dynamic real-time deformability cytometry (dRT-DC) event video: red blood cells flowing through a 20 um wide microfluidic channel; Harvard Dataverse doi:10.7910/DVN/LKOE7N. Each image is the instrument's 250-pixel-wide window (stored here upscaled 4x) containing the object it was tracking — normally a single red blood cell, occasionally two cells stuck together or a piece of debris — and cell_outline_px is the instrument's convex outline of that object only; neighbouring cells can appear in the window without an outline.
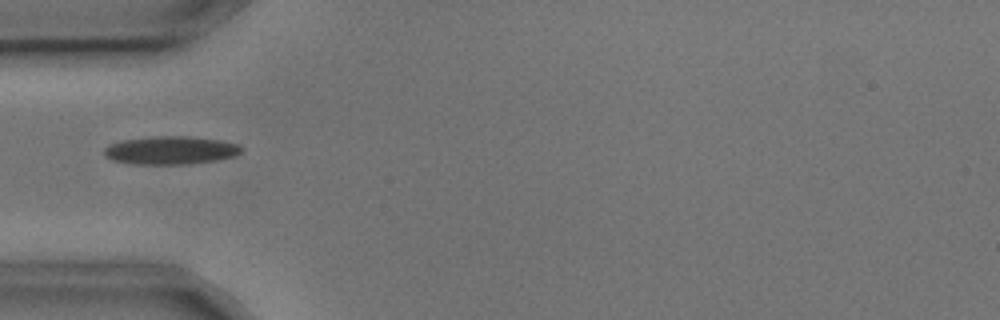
{"species": "common noctule bat (a hibernating species)", "species_latin": "Nyctalus noctula", "temperature_condition": "cold", "stored_images_in_passage": 7, "camera_frame_rate_fps": 3000, "um_per_image_px": 0.085, "animal": {"sex": "male", "body_mass_g": 17.9, "forearm_length_mm": 54.2}, "frame": {"image": 1, "passage_image": 5, "time_ms": 1.333, "image_size_px": [1000, 320], "cell_outline_px": [[244, 148], [236, 156], [216, 160], [188, 164], [132, 164], [112, 160], [104, 156], [104, 148], [108, 144], [120, 140], [152, 136], [188, 136], [220, 140], [236, 144]], "centroid_in_image_um": [14.46, 12.77], "position_along_channel_um": 70.5, "area_um2": 22.72}}
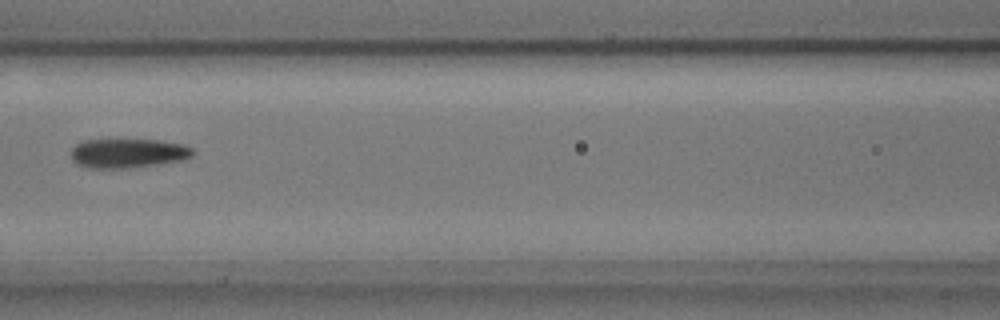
{"frame": {"image": 2, "passage_image": 7, "time_ms": 2.0, "image_size_px": [1000, 320], "cell_outline_px": [[192, 156], [184, 160], [128, 168], [88, 168], [76, 164], [72, 160], [72, 148], [76, 144], [84, 140], [160, 140], [184, 144], [192, 148]], "centroid_in_image_um": [10.87, 13.02], "position_along_channel_um": 155.7, "area_um2": 20.75}}